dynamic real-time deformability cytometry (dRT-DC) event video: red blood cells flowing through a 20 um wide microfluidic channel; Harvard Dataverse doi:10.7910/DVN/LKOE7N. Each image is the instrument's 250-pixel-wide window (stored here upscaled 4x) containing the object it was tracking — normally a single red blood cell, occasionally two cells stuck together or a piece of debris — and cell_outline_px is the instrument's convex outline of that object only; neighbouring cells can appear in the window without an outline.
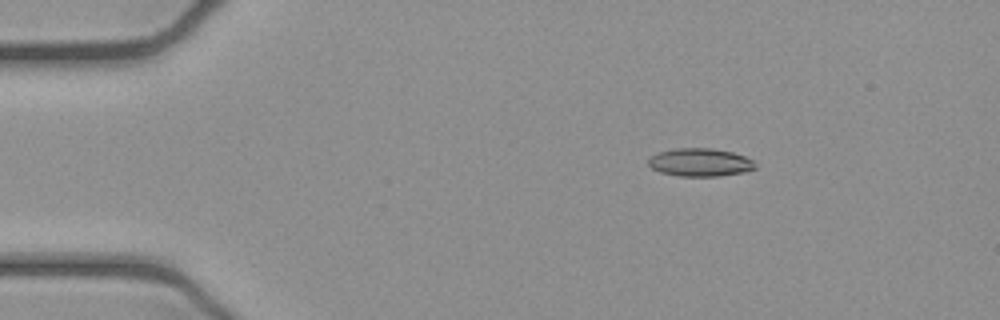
{"species": "common noctule bat (a hibernating species)", "species_latin": "Nyctalus noctula", "temperature_condition": "cold", "stored_images_in_passage": 45, "camera_frame_rate_fps": 3000, "um_per_image_px": 0.085, "animal": {"sex": "female", "body_mass_g": 21.9}, "frame": {"image": 1, "passage_image": 1, "time_ms": 0.0, "image_size_px": [1000, 320], "cell_outline_px": [[756, 168], [744, 172], [720, 176], [680, 176], [660, 172], [652, 168], [648, 164], [648, 160], [656, 152], [676, 148], [712, 148], [732, 152], [744, 156], [752, 160], [756, 164]], "centroid_in_image_um": [59.5, 13.8], "position_along_channel_um": 25.5, "area_um2": 17.51}}
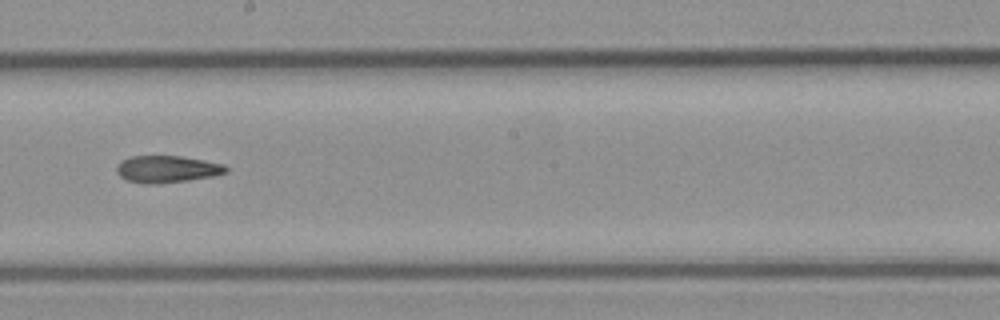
{"frame": {"image": 2, "passage_image": 22, "time_ms": 7.0, "image_size_px": [1000, 320], "cell_outline_px": [[228, 172], [216, 176], [188, 180], [156, 184], [148, 184], [124, 180], [116, 172], [116, 164], [120, 160], [132, 156], [180, 156], [224, 164], [228, 168]], "centroid_in_image_um": [14.17, 14.38], "position_along_channel_um": 234.0, "area_um2": 17.4}}
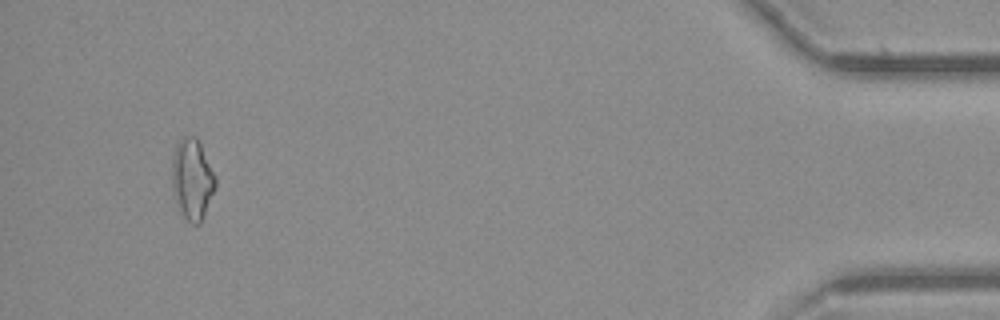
{"frame": {"image": 3, "passage_image": 42, "time_ms": 13.667, "image_size_px": [1000, 320], "cell_outline_px": [[216, 188], [200, 224], [192, 224], [184, 216], [176, 204], [172, 192], [172, 156], [176, 144], [184, 136], [196, 136], [216, 176]], "centroid_in_image_um": [16.33, 15.23], "position_along_channel_um": 418.9, "area_um2": 20.58}, "authors_computed_cell_mechanics": {"area_um2": 17.629, "velocity_mm_per_s": 3.9326, "shape_relaxation_time_tau1_ms": null, "shape_relaxation_time_tau2_ms": 7.6648, "deformation_change_tau1": null, "deformation_change_tau2": 0.1713}}